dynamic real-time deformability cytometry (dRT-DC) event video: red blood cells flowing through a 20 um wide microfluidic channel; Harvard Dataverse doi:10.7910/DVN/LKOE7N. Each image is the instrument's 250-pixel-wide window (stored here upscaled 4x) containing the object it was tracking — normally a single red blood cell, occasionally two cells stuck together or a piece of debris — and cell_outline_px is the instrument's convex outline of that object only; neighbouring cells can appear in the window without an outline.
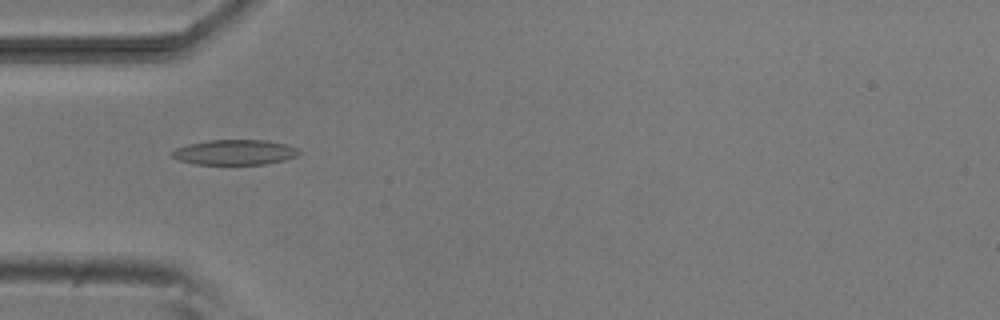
{"species": "common noctule bat (a hibernating species)", "species_latin": "Nyctalus noctula", "temperature_condition": "room temperature", "stored_images_in_passage": 8, "camera_frame_rate_fps": 3000, "um_per_image_px": 0.085, "animal": {"sex": "male", "body_mass_g": 20.5, "forearm_length_mm": 52.5}, "frame": {"image": 1, "passage_image": 5, "time_ms": 4.667, "image_size_px": [1000, 320], "cell_outline_px": [[300, 152], [296, 156], [284, 160], [264, 164], [196, 164], [180, 160], [172, 156], [172, 152], [176, 148], [188, 144], [208, 140], [264, 140], [284, 144], [296, 148]], "centroid_in_image_um": [19.94, 12.94], "position_along_channel_um": 65.1, "area_um2": 18.32}}
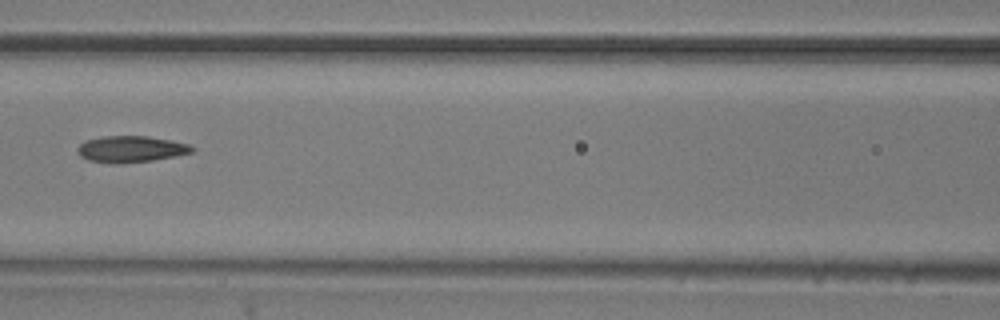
{"frame": {"image": 2, "passage_image": 7, "time_ms": 7.0, "image_size_px": [1000, 320], "cell_outline_px": [[196, 148], [192, 152], [176, 156], [152, 160], [116, 164], [88, 160], [80, 156], [76, 152], [76, 148], [84, 140], [100, 136], [148, 136], [172, 140], [188, 144]], "centroid_in_image_um": [11.09, 12.66], "position_along_channel_um": 155.5, "area_um2": 17.8}}
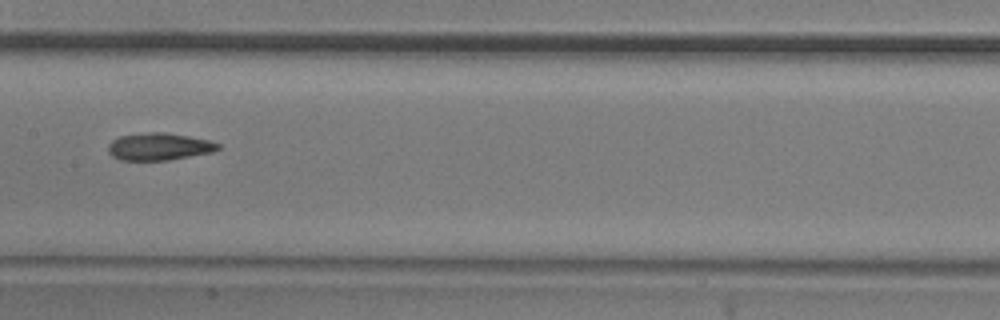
{"frame": {"image": 3, "passage_image": 8, "time_ms": 8.0, "image_size_px": [1000, 320], "cell_outline_px": [[220, 148], [212, 152], [168, 160], [120, 160], [112, 156], [108, 152], [108, 144], [112, 140], [120, 136], [148, 132], [164, 132], [188, 136], [208, 140], [220, 144]], "centroid_in_image_um": [13.5, 12.46], "position_along_channel_um": 193.9, "area_um2": 17.4}}